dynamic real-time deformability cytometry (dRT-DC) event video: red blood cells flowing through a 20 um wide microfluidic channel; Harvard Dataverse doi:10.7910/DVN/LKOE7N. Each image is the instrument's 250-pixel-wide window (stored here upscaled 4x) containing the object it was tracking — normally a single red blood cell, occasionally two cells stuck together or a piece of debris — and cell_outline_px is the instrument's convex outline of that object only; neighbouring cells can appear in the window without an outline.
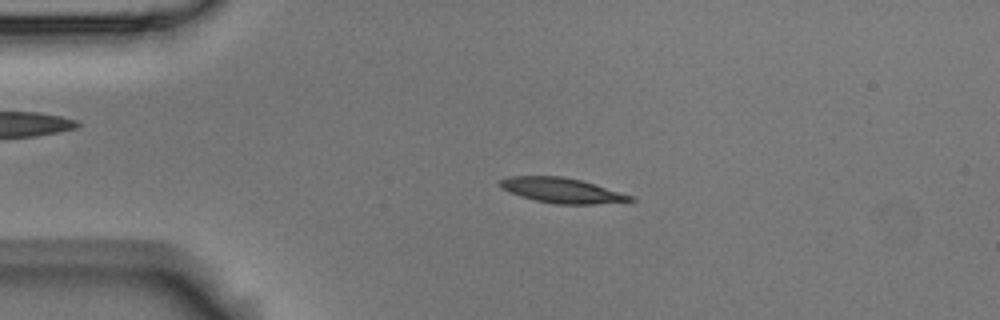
{"species": "Egyptian fruit bat (a non-hibernating species)", "species_latin": "Rousettus aegyptiacus", "temperature_condition": "room temperature", "stored_images_in_passage": 53, "camera_frame_rate_fps": 3000, "um_per_image_px": 0.085, "animal": {"sex": "male"}, "frame": {"image": 1, "passage_image": 11, "time_ms": 3.333, "image_size_px": [1000, 320], "cell_outline_px": [[636, 200], [596, 204], [556, 204], [536, 200], [520, 196], [500, 188], [496, 184], [500, 180], [508, 176], [560, 176], [580, 180], [636, 196]], "centroid_in_image_um": [47.75, 16.18], "position_along_channel_um": 37.3, "area_um2": 19.07}}
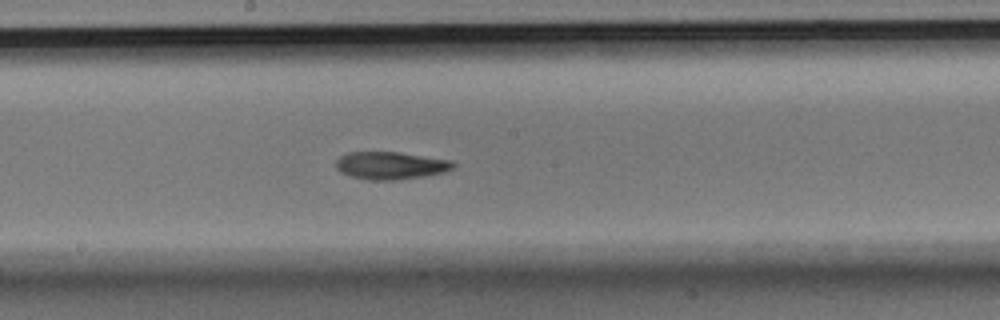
{"frame": {"image": 2, "passage_image": 28, "time_ms": 9.0, "image_size_px": [1000, 320], "cell_outline_px": [[456, 164], [452, 168], [444, 172], [424, 176], [400, 180], [368, 180], [352, 176], [340, 172], [336, 168], [336, 160], [340, 156], [348, 152], [400, 152], [452, 160]], "centroid_in_image_um": [33.21, 14.07], "position_along_channel_um": 215.0, "area_um2": 18.96}}
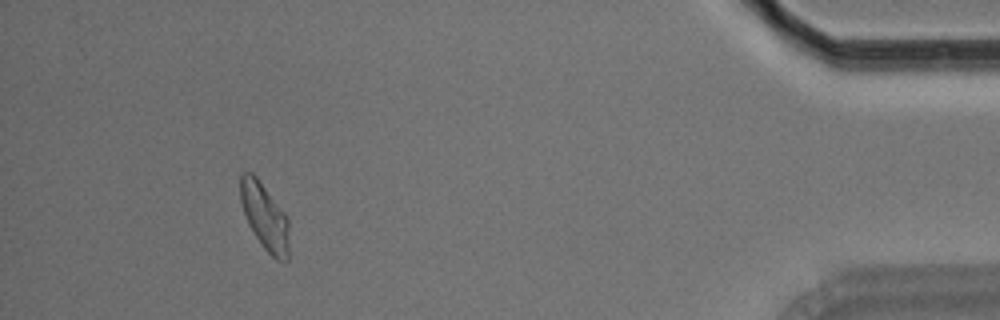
{"frame": {"image": 3, "passage_image": 49, "time_ms": 16.0, "image_size_px": [1000, 320], "cell_outline_px": [[288, 260], [276, 260], [260, 244], [248, 224], [240, 200], [240, 172], [252, 172], [256, 176], [288, 216]], "centroid_in_image_um": [22.49, 18.39], "position_along_channel_um": 412.7, "area_um2": 18.96}, "authors_computed_cell_mechanics": {"area_um2": 18.8428, "velocity_mm_per_s": 3.7084, "shape_relaxation_time_tau1_ms": 6.7893, "shape_relaxation_time_tau2_ms": 3.718, "deformation_change_tau1": 0.1934, "deformation_change_tau2": 0.0885}}